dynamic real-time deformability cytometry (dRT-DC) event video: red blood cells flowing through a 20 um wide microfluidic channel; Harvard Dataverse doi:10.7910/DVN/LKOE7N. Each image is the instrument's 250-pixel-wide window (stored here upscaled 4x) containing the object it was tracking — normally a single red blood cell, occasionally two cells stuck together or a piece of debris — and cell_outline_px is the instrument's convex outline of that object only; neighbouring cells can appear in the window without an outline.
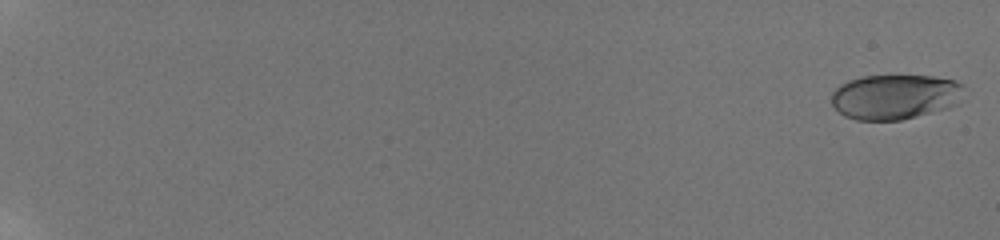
{"species": "human", "species_latin": "Homo sapiens", "temperature_condition": "room temperature", "stored_images_in_passage": 60, "camera_frame_rate_fps": 3000, "um_per_image_px": 0.085, "donor": {"sex": "male"}, "frame": {"image": 1, "passage_image": 2, "time_ms": 0.333, "image_size_px": [1000, 240], "cell_outline_px": [[964, 84], [956, 104], [948, 108], [900, 120], [856, 120], [844, 116], [832, 104], [832, 92], [840, 84], [848, 80], [860, 76], [936, 76], [956, 80]], "centroid_in_image_um": [76.05, 8.22], "position_along_channel_um": 8.9, "area_um2": 34.68}}
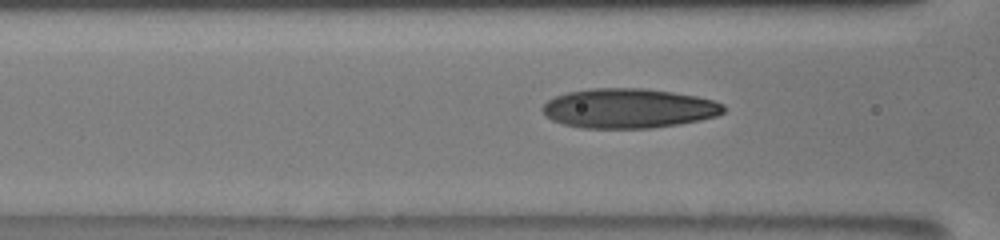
{"frame": {"image": 2, "passage_image": 30, "time_ms": 9.667, "image_size_px": [1000, 240], "cell_outline_px": [[724, 112], [716, 116], [700, 120], [680, 124], [652, 128], [580, 128], [564, 124], [552, 120], [544, 116], [540, 108], [548, 100], [556, 96], [568, 92], [592, 88], [644, 88], [672, 92], [696, 96], [712, 100], [724, 104]], "centroid_in_image_um": [53.41, 9.21], "position_along_channel_um": 113.2, "area_um2": 41.96}}
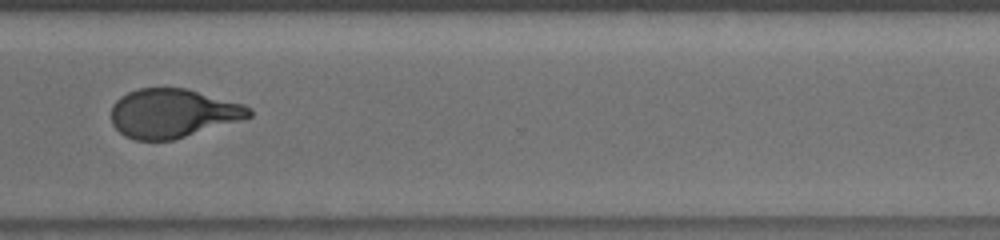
{"frame": {"image": 3, "passage_image": 49, "time_ms": 16.0, "image_size_px": [1000, 240], "cell_outline_px": [[252, 116], [172, 140], [136, 140], [124, 136], [112, 124], [112, 104], [120, 96], [128, 92], [140, 88], [184, 88], [244, 104], [252, 108]], "centroid_in_image_um": [14.65, 9.62], "position_along_channel_um": 355.9, "area_um2": 38.9}, "authors_computed_cell_mechanics": {"area_um2": 39.0728, "velocity_mm_per_s": 3.8268, "shape_relaxation_time_tau1_ms": null, "shape_relaxation_time_tau2_ms": 0.8941, "deformation_change_tau1": null, "deformation_change_tau2": 0.0717}}